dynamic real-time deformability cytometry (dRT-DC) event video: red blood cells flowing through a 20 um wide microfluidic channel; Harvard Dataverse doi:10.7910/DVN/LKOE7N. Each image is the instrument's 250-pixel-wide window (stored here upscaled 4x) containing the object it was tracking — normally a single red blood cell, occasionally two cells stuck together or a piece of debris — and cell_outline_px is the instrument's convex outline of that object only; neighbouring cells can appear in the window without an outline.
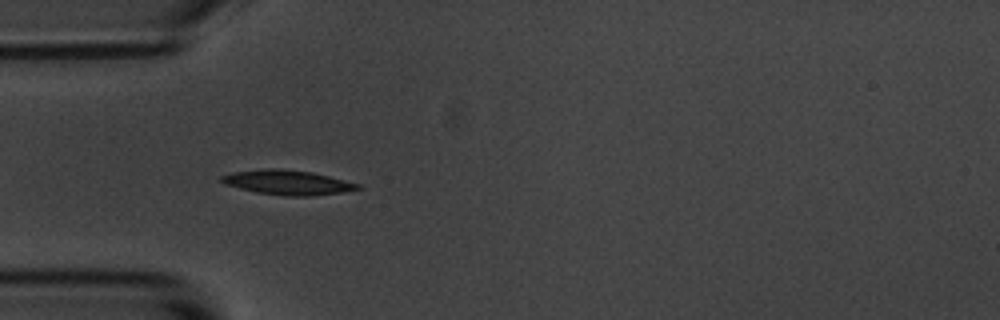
{"species": "common noctule bat (a hibernating species)", "species_latin": "Nyctalus noctula", "temperature_condition": "room temperature", "stored_images_in_passage": 3, "camera_frame_rate_fps": 3000, "um_per_image_px": 0.085, "animal": {"sex": "male", "body_mass_g": 20.1, "forearm_length_mm": 53.5}, "frame": {"image": 1, "passage_image": 2, "time_ms": 0.333, "image_size_px": [1000, 320], "cell_outline_px": [[364, 188], [344, 192], [308, 196], [284, 196], [256, 192], [224, 184], [220, 180], [220, 176], [236, 172], [268, 168], [276, 168], [312, 172], [360, 184]], "centroid_in_image_um": [24.47, 15.51], "position_along_channel_um": 60.5, "area_um2": 19.42}}